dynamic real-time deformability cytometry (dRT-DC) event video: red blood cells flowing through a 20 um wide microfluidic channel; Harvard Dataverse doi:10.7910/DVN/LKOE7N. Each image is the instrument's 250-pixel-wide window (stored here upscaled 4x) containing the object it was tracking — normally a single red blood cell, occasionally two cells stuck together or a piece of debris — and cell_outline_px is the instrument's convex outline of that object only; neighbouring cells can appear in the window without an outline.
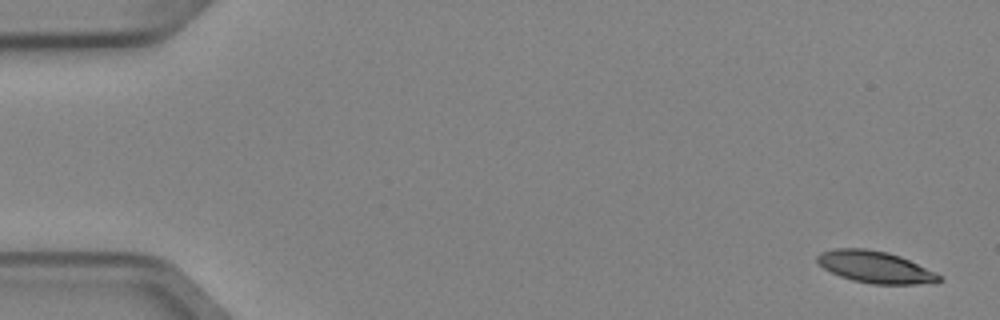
{"species": "Egyptian fruit bat (a non-hibernating species)", "species_latin": "Rousettus aegyptiacus", "temperature_condition": "cold", "stored_images_in_passage": 4, "camera_frame_rate_fps": 3000, "um_per_image_px": 0.085, "animal": {"sex": "female"}, "frame": {"image": 1, "passage_image": 1, "time_ms": 0.0, "image_size_px": [1000, 320], "cell_outline_px": [[944, 280], [936, 284], [872, 284], [852, 280], [840, 276], [824, 268], [816, 260], [816, 256], [820, 252], [836, 248], [864, 248], [888, 252], [900, 256], [936, 272]], "centroid_in_image_um": [74.44, 22.7], "position_along_channel_um": 10.6, "area_um2": 22.77}}
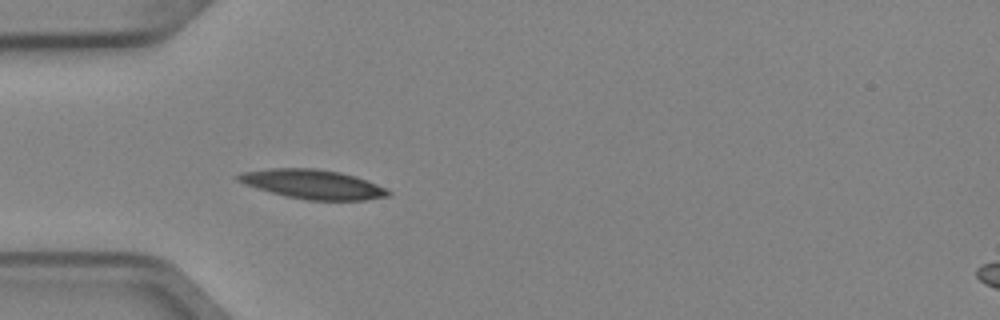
{"frame": {"image": 2, "passage_image": 4, "time_ms": 1.0, "image_size_px": [1000, 320], "cell_outline_px": [[392, 192], [388, 196], [364, 200], [308, 200], [288, 196], [272, 192], [244, 184], [236, 180], [232, 176], [240, 172], [268, 168], [316, 168], [340, 172], [356, 176], [368, 180]], "centroid_in_image_um": [26.55, 15.64], "position_along_channel_um": 58.4, "area_um2": 25.61}}